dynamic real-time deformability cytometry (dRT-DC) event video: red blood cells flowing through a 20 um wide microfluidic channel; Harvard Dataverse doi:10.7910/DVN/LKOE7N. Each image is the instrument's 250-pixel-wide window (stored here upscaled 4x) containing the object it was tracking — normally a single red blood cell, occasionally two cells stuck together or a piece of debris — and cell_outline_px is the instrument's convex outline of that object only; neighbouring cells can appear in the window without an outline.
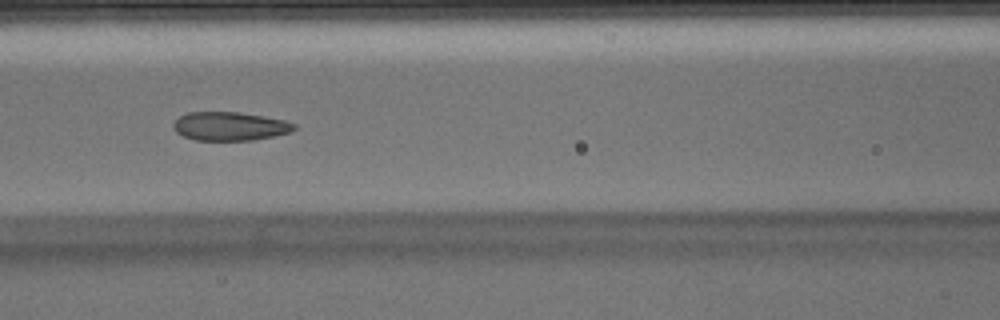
{"species": "Egyptian fruit bat (a non-hibernating species)", "species_latin": "Rousettus aegyptiacus", "temperature_condition": "warm", "stored_images_in_passage": 51, "camera_frame_rate_fps": 3000, "um_per_image_px": 0.085, "animal": {"sex": "male"}, "frame": {"image": 1, "passage_image": 22, "time_ms": 7.0, "image_size_px": [1000, 320], "cell_outline_px": [[296, 128], [288, 132], [272, 136], [252, 140], [196, 140], [184, 136], [176, 132], [172, 128], [172, 124], [180, 116], [188, 112], [240, 112], [264, 116], [284, 120], [296, 124]], "centroid_in_image_um": [19.51, 10.72], "position_along_channel_um": 147.1, "area_um2": 20.06}, "authors_computed_cell_mechanics": {"area_um2": 21.2126, "velocity_mm_per_s": 3.9284, "shape_relaxation_time_tau1_ms": 8.9506, "shape_relaxation_time_tau2_ms": 1.2871, "deformation_change_tau1": 0.2127, "deformation_change_tau2": 0.0629}}